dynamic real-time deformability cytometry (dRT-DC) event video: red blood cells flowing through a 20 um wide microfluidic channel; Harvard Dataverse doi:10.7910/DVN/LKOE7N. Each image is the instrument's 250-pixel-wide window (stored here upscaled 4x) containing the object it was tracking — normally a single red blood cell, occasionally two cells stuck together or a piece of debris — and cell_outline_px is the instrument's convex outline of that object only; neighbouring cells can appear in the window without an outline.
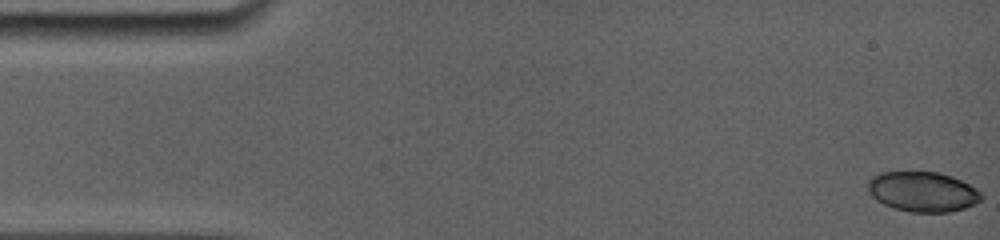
{"species": "common noctule bat (a hibernating species)", "species_latin": "Nyctalus noctula", "temperature_condition": "room temperature", "stored_images_in_passage": 6, "camera_frame_rate_fps": 5000, "um_per_image_px": 0.085, "animal": {"sex": "female", "body_mass_g": 19.0, "forearm_length_mm": 56.7}, "frame": {"image": 1, "passage_image": 1, "time_ms": 0.0, "image_size_px": [1000, 240], "cell_outline_px": [[984, 196], [976, 204], [964, 208], [948, 212], [908, 212], [892, 208], [876, 200], [868, 192], [868, 180], [872, 176], [880, 172], [940, 172], [952, 176], [976, 188]], "centroid_in_image_um": [78.41, 16.3], "position_along_channel_um": 6.6, "area_um2": 26.65}}
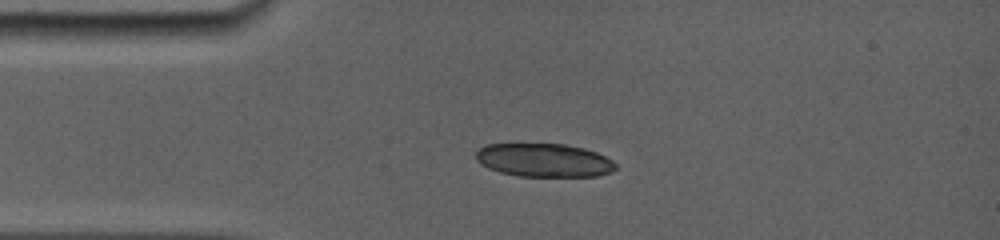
{"frame": {"image": 2, "passage_image": 5, "time_ms": 3.6, "image_size_px": [1000, 240], "cell_outline_px": [[616, 168], [612, 172], [596, 176], [520, 176], [500, 172], [488, 168], [480, 164], [476, 160], [476, 152], [480, 148], [488, 144], [564, 144], [584, 148], [596, 152], [612, 160], [616, 164]], "centroid_in_image_um": [46.24, 13.62], "position_along_channel_um": 38.8, "area_um2": 27.17}}